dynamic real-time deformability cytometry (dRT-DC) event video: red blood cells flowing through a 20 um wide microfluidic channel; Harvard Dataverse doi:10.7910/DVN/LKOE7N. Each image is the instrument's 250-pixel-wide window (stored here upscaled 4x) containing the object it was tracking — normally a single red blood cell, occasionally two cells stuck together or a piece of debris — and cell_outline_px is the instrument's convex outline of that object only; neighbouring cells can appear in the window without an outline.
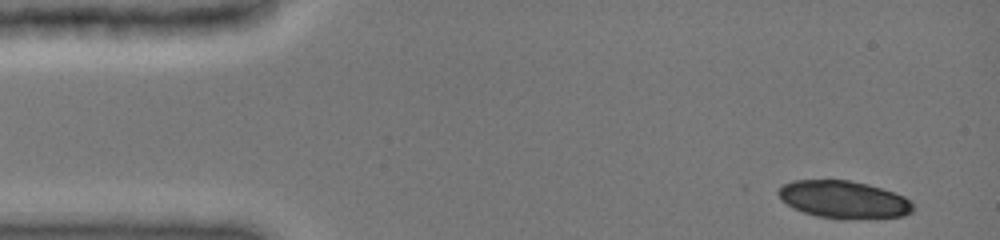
{"species": "common noctule bat (a hibernating species)", "species_latin": "Nyctalus noctula", "temperature_condition": "cold", "stored_images_in_passage": 16, "camera_frame_rate_fps": 3000, "um_per_image_px": 0.085, "animal": {"sex": "female", "body_mass_g": 19.0, "forearm_length_mm": 51.5}, "frame": {"image": 1, "passage_image": 1, "time_ms": 0.0, "image_size_px": [1000, 240], "cell_outline_px": [[916, 208], [912, 212], [904, 216], [816, 216], [792, 208], [780, 200], [776, 192], [784, 184], [792, 180], [848, 180], [868, 184], [904, 196]], "centroid_in_image_um": [71.65, 16.91], "position_along_channel_um": 13.4, "area_um2": 28.44}}
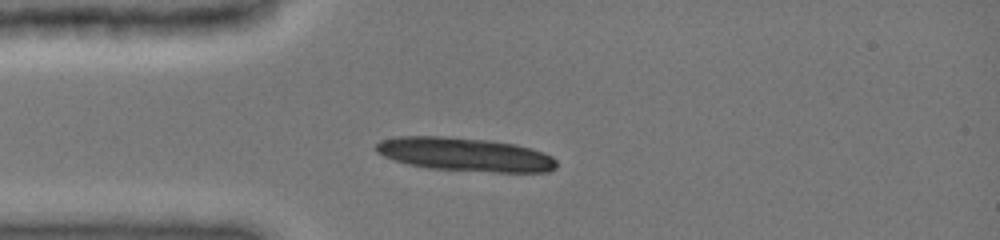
{"frame": {"image": 2, "passage_image": 7, "time_ms": 3.0, "image_size_px": [1000, 240], "cell_outline_px": [[556, 168], [548, 172], [496, 172], [428, 168], [408, 164], [384, 156], [376, 152], [376, 144], [380, 140], [396, 136], [440, 136], [488, 140], [516, 144], [532, 148], [544, 152], [552, 156], [556, 160]], "centroid_in_image_um": [39.55, 13.12], "position_along_channel_um": 45.5, "area_um2": 35.37}}